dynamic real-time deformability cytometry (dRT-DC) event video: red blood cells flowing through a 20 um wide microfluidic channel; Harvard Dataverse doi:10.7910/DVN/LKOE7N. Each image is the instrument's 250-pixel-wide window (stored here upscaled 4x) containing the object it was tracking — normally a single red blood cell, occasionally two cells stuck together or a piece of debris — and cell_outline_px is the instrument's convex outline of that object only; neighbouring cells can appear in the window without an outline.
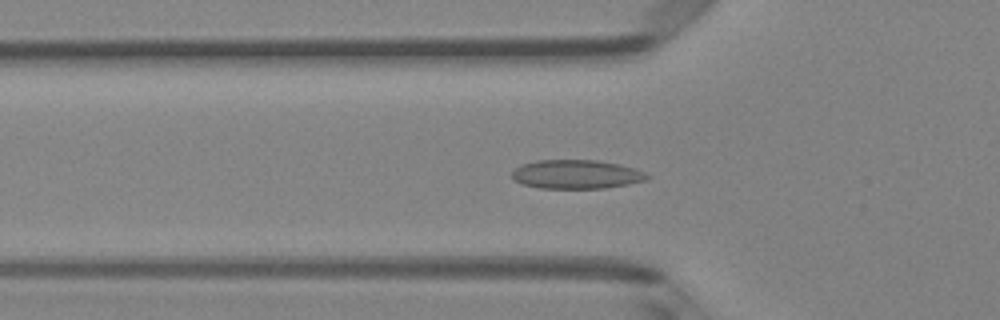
{"species": "Egyptian fruit bat (a non-hibernating species)", "species_latin": "Rousettus aegyptiacus", "temperature_condition": "room temperature", "stored_images_in_passage": 40, "camera_frame_rate_fps": 3000, "um_per_image_px": 0.085, "animal": {"sex": "female"}, "frame": {"image": 1, "passage_image": 11, "time_ms": 3.333, "image_size_px": [1000, 320], "cell_outline_px": [[652, 176], [648, 180], [628, 184], [604, 188], [540, 188], [524, 184], [516, 180], [512, 176], [512, 172], [520, 164], [536, 160], [596, 160], [620, 164], [636, 168]], "centroid_in_image_um": [49.04, 14.81], "position_along_channel_um": 76.8, "area_um2": 22.83}}
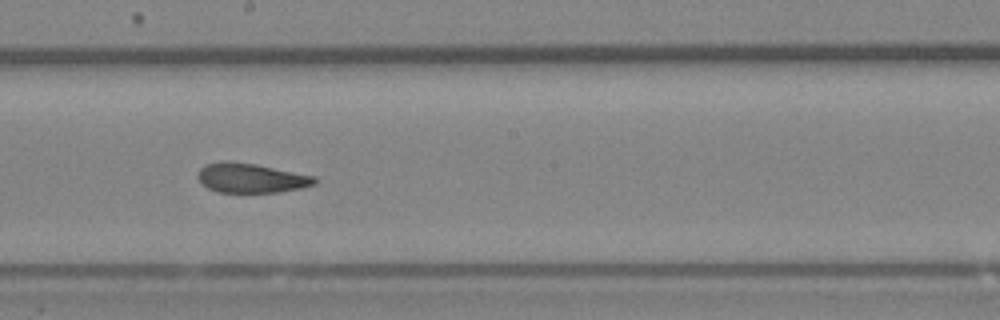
{"frame": {"image": 2, "passage_image": 22, "time_ms": 7.0, "image_size_px": [1000, 320], "cell_outline_px": [[320, 180], [316, 184], [300, 188], [280, 192], [216, 192], [208, 188], [196, 176], [200, 168], [204, 164], [220, 160], [228, 160], [256, 164], [316, 176]], "centroid_in_image_um": [21.35, 15.11], "position_along_channel_um": 226.9, "area_um2": 20.4}}
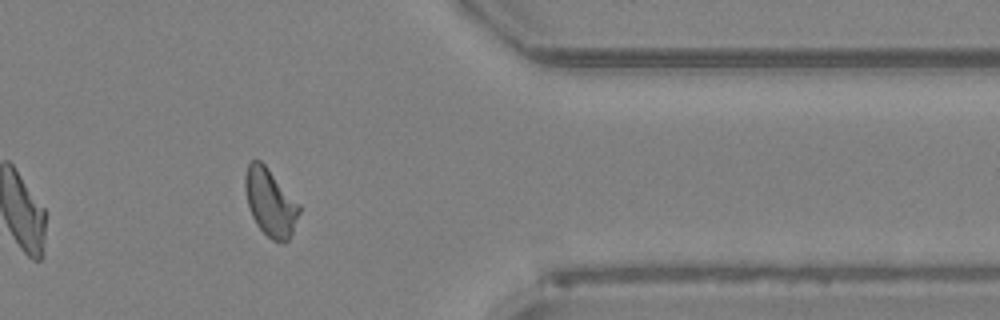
{"frame": {"image": 3, "passage_image": 35, "time_ms": 11.333, "image_size_px": [1000, 320], "cell_outline_px": [[300, 212], [292, 232], [288, 240], [284, 244], [272, 240], [256, 224], [252, 216], [248, 204], [244, 188], [244, 176], [248, 164], [252, 160], [260, 160], [268, 168], [300, 204]], "centroid_in_image_um": [22.97, 17.21], "position_along_channel_um": 388.4, "area_um2": 21.21}, "authors_computed_cell_mechanics": {"area_um2": 21.097, "velocity_mm_per_s": 4.1092, "shape_relaxation_time_tau1_ms": 7.3658, "shape_relaxation_time_tau2_ms": 1.2913, "deformation_change_tau1": 0.1462, "deformation_change_tau2": 0.069}}